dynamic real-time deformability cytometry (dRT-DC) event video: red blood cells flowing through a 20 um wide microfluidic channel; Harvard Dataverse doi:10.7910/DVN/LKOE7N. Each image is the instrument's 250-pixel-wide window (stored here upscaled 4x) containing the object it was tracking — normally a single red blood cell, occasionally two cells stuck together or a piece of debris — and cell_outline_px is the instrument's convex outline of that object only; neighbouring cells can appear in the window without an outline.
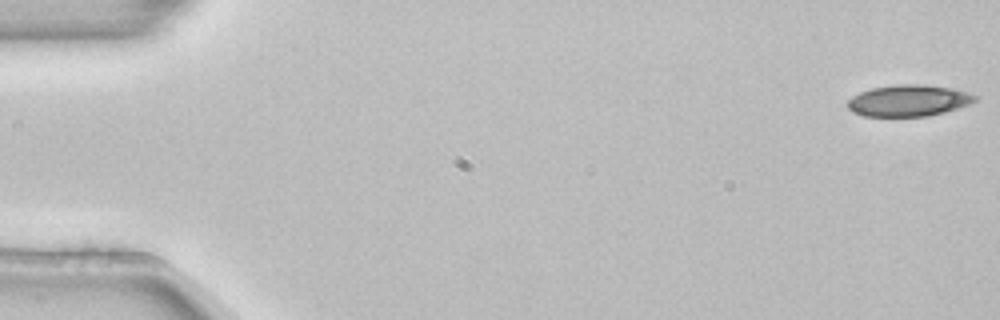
{"species": "common noctule bat (a hibernating species)", "species_latin": "Nyctalus noctula", "temperature_condition": "room temperature", "stored_images_in_passage": 5, "camera_frame_rate_fps": 3000, "um_per_image_px": 0.085, "animal": {"sex": "female", "body_mass_g": 22.7, "forearm_length_mm": 54.2}, "frame": {"image": 1, "passage_image": 1, "time_ms": 0.0, "image_size_px": [1000, 320], "cell_outline_px": [[976, 100], [968, 104], [944, 112], [928, 116], [864, 116], [852, 112], [848, 108], [848, 100], [852, 96], [860, 92], [872, 88], [896, 84], [920, 84], [952, 88], [968, 92], [976, 96]], "centroid_in_image_um": [77.2, 8.54], "position_along_channel_um": 7.8, "area_um2": 23.24}}